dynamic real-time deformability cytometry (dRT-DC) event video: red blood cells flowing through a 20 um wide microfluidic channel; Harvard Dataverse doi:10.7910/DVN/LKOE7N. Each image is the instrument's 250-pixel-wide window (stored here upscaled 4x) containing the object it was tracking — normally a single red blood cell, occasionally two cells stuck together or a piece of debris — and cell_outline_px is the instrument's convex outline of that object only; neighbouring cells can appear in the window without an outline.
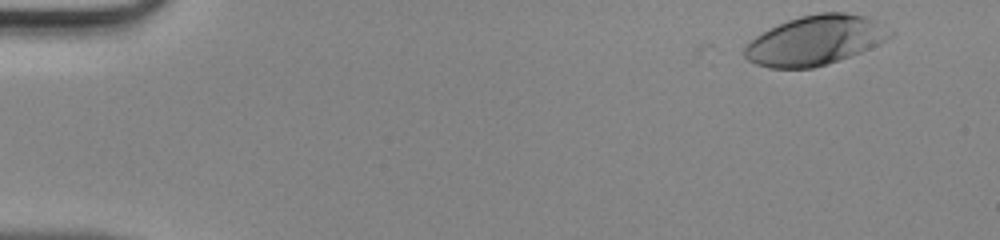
{"species": "human", "species_latin": "Homo sapiens", "temperature_condition": "room temperature", "stored_images_in_passage": 13, "camera_frame_rate_fps": 3000, "um_per_image_px": 0.085, "donor": {"sex": "male"}, "frame": {"image": 1, "passage_image": 1, "time_ms": 0.0, "image_size_px": [1000, 240], "cell_outline_px": [[896, 32], [892, 36], [880, 44], [860, 52], [812, 68], [768, 68], [756, 64], [748, 60], [744, 56], [744, 44], [756, 36], [788, 20], [800, 16], [820, 12], [844, 12], [864, 16], [876, 20]], "centroid_in_image_um": [69.32, 3.42], "position_along_channel_um": 15.7, "area_um2": 41.85}}